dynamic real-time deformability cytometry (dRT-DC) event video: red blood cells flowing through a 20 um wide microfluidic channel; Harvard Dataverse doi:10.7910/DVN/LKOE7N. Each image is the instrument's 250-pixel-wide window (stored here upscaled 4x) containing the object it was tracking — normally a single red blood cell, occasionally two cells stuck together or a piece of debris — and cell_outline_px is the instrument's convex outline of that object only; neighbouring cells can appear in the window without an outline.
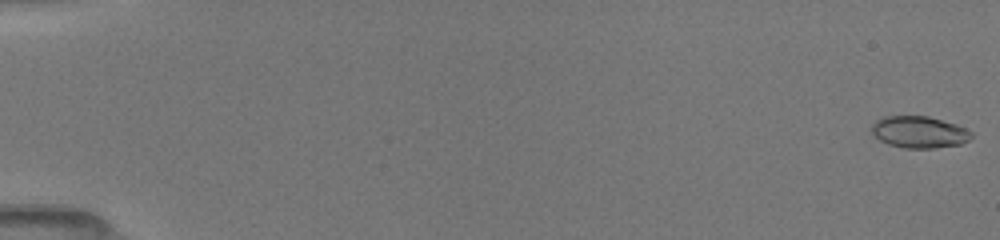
{"species": "common noctule bat (a hibernating species)", "species_latin": "Nyctalus noctula", "temperature_condition": "room temperature", "stored_images_in_passage": 33, "camera_frame_rate_fps": 3000, "um_per_image_px": 0.085, "animal": {"sex": "female", "body_mass_g": 19.5, "forearm_length_mm": 54.1}, "frame": {"image": 1, "passage_image": 1, "time_ms": 0.0, "image_size_px": [1000, 240], "cell_outline_px": [[972, 136], [968, 140], [960, 144], [932, 148], [904, 148], [888, 144], [880, 140], [872, 132], [872, 124], [876, 120], [884, 116], [928, 116], [956, 124], [972, 132]], "centroid_in_image_um": [78.12, 11.22], "position_along_channel_um": 6.9, "area_um2": 18.32}}
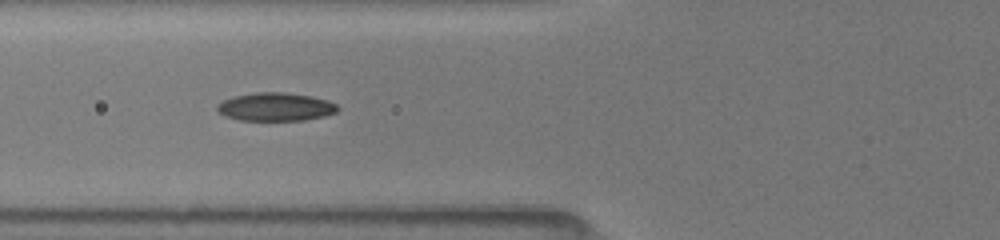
{"frame": {"image": 2, "passage_image": 19, "time_ms": 6.0, "image_size_px": [1000, 240], "cell_outline_px": [[340, 108], [336, 112], [324, 116], [304, 120], [240, 120], [224, 116], [216, 112], [216, 104], [232, 96], [256, 92], [284, 92], [312, 96], [328, 100], [336, 104]], "centroid_in_image_um": [23.39, 9.08], "position_along_channel_um": 102.4, "area_um2": 20.06}}
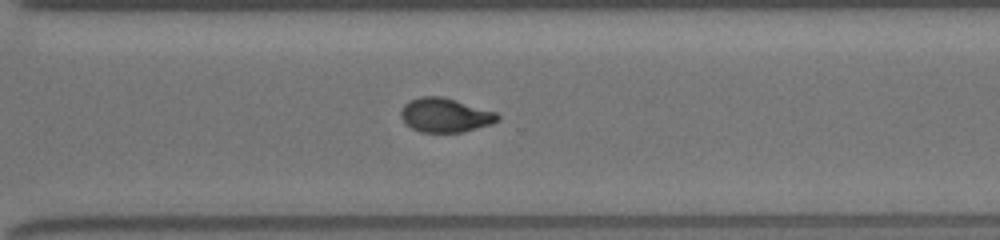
{"frame": {"image": 3, "passage_image": 33, "time_ms": 10.667, "image_size_px": [1000, 240], "cell_outline_px": [[500, 120], [492, 124], [464, 132], [420, 132], [404, 124], [400, 116], [400, 112], [404, 104], [420, 96], [444, 96], [496, 112], [500, 116]], "centroid_in_image_um": [37.84, 9.79], "position_along_channel_um": 332.8, "area_um2": 19.48}}